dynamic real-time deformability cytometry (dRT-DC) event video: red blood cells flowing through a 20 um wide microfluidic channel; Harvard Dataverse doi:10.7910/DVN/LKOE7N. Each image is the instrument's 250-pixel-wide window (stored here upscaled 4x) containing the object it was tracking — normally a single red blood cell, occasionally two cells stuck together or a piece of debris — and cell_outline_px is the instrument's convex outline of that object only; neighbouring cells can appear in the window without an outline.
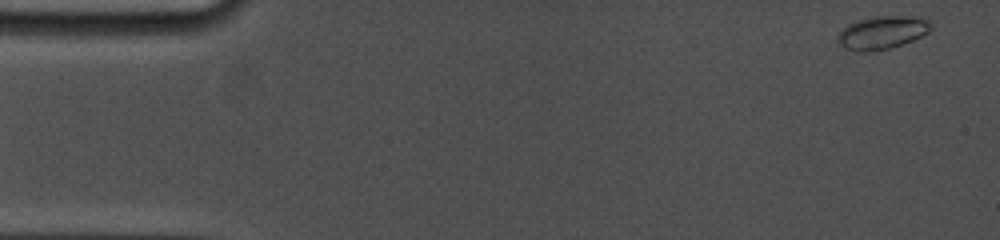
{"species": "common noctule bat (a hibernating species)", "species_latin": "Nyctalus noctula", "temperature_condition": "cold", "stored_images_in_passage": 80, "camera_frame_rate_fps": 5000, "um_per_image_px": 0.085, "animal": {"sex": "female", "body_mass_g": 19.0, "forearm_length_mm": 53.3}, "frame": {"image": 1, "passage_image": 1, "time_ms": 0.0, "image_size_px": [1000, 240], "cell_outline_px": [[932, 28], [928, 32], [912, 40], [892, 48], [876, 52], [864, 52], [844, 48], [836, 40], [836, 36], [848, 24], [860, 20], [876, 16], [920, 16], [932, 20]], "centroid_in_image_um": [75.02, 2.77], "position_along_channel_um": 10.0, "area_um2": 18.21}}
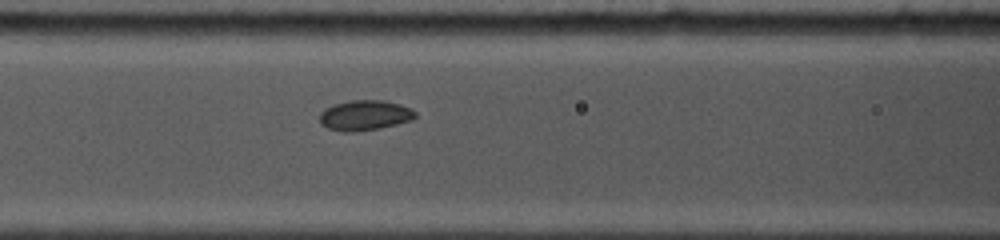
{"frame": {"image": 2, "passage_image": 34, "time_ms": 6.6, "image_size_px": [1000, 240], "cell_outline_px": [[416, 116], [412, 120], [380, 128], [352, 132], [344, 132], [328, 128], [320, 124], [320, 112], [324, 108], [332, 104], [352, 100], [384, 100], [412, 108], [416, 112]], "centroid_in_image_um": [30.99, 9.79], "position_along_channel_um": 135.6, "area_um2": 16.94}}
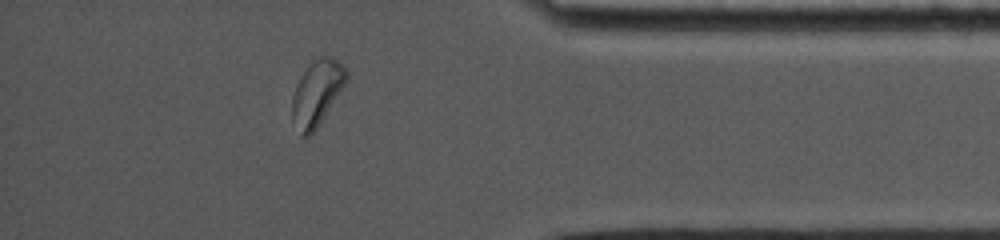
{"frame": {"image": 3, "passage_image": 70, "time_ms": 14.2, "image_size_px": [1000, 240], "cell_outline_px": [[348, 76], [344, 84], [316, 128], [308, 136], [300, 136], [292, 120], [292, 96], [296, 84], [300, 76], [312, 60], [320, 56], [332, 56], [348, 72]], "centroid_in_image_um": [26.89, 7.88], "position_along_channel_um": 408.3, "area_um2": 20.23}, "authors_computed_cell_mechanics": {"area_um2": 16.7042, "velocity_mm_per_s": 3.7503, "shape_relaxation_time_tau1_ms": 2.3831, "shape_relaxation_time_tau2_ms": 6.8975, "deformation_change_tau1": 0.0632, "deformation_change_tau2": 0.0811}}